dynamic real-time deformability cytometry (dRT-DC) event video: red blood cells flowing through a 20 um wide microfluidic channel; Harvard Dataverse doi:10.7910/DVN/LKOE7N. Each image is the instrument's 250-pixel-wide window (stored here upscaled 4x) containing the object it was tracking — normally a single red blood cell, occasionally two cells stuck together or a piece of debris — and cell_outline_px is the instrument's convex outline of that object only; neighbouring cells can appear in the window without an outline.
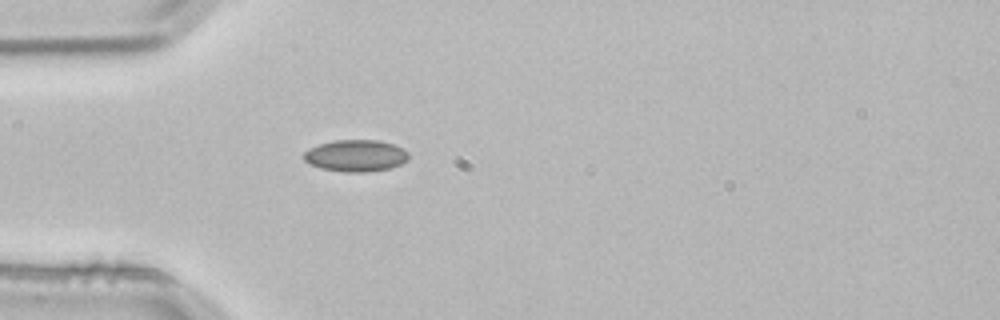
{"species": "common noctule bat (a hibernating species)", "species_latin": "Nyctalus noctula", "temperature_condition": "room temperature", "stored_images_in_passage": 1, "camera_frame_rate_fps": 3000, "um_per_image_px": 0.085, "animal": {"sex": "male", "body_mass_g": 21.5, "forearm_length_mm": 52.0}, "frame": {"image": 1, "passage_image": 1, "time_ms": 0.0, "image_size_px": [1000, 320], "cell_outline_px": [[408, 160], [400, 164], [388, 168], [364, 172], [344, 172], [320, 168], [308, 164], [300, 156], [308, 148], [320, 144], [336, 140], [380, 140], [404, 148], [408, 152]], "centroid_in_image_um": [30.2, 13.23], "position_along_channel_um": 54.8, "area_um2": 19.54}}